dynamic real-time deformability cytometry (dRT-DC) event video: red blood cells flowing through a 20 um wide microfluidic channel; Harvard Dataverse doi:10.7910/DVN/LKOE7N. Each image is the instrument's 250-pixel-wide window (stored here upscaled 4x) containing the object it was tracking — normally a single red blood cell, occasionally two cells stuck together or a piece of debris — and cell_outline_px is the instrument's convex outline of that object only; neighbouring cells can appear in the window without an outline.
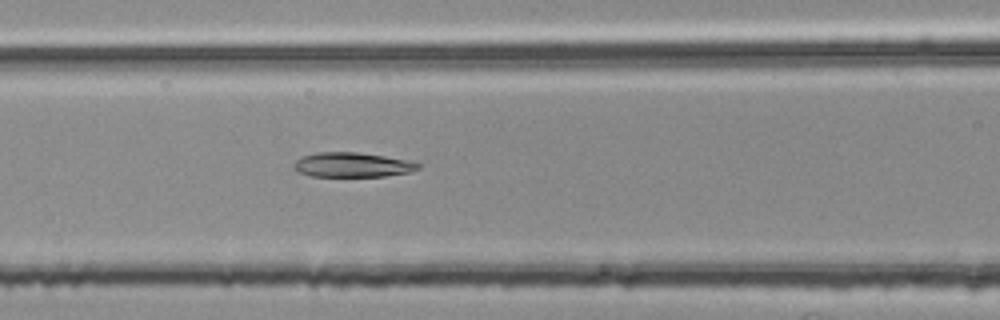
{"species": "common noctule bat (a hibernating species)", "species_latin": "Nyctalus noctula", "temperature_condition": "room temperature", "stored_images_in_passage": 54, "segment_of_instrument_passage": [2, 2], "camera_frame_rate_fps": 3000, "um_per_image_px": 0.085, "animal": {"sex": "female", "body_mass_g": 25.1}, "frame": {"image": 1, "passage_image": 23, "time_ms": 7.333, "image_size_px": [1000, 320], "cell_outline_px": [[420, 168], [412, 172], [384, 176], [312, 176], [300, 172], [292, 168], [292, 164], [300, 156], [316, 152], [356, 152], [384, 156], [404, 160], [420, 164]], "centroid_in_image_um": [29.89, 14.01], "position_along_channel_um": 136.7, "area_um2": 17.8}}
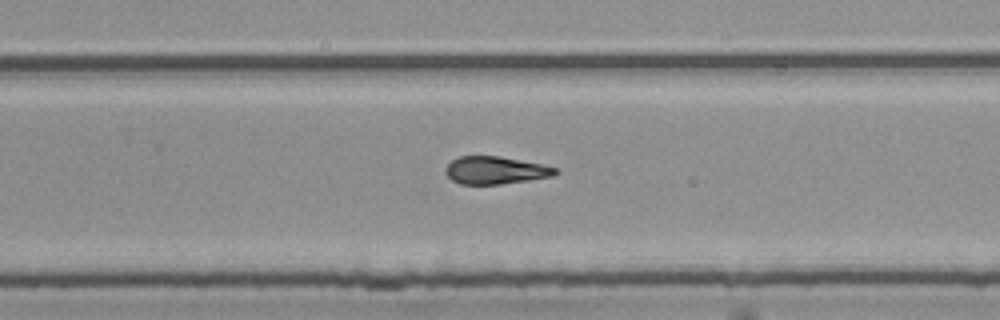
{"frame": {"image": 2, "passage_image": 35, "time_ms": 11.333, "image_size_px": [1000, 320], "cell_outline_px": [[560, 172], [552, 176], [528, 180], [500, 184], [460, 184], [452, 180], [448, 176], [444, 168], [452, 160], [460, 156], [500, 156], [540, 164], [556, 168]], "centroid_in_image_um": [42.09, 14.47], "position_along_channel_um": 287.7, "area_um2": 17.51}}
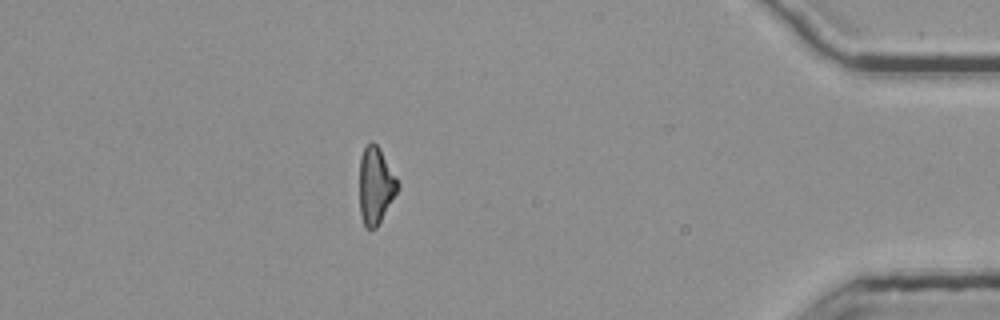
{"frame": {"image": 3, "passage_image": 48, "time_ms": 15.667, "image_size_px": [1000, 320], "cell_outline_px": [[400, 188], [376, 228], [368, 228], [364, 224], [360, 212], [360, 156], [368, 140], [372, 140], [376, 144], [396, 176], [400, 184]], "centroid_in_image_um": [31.94, 15.74], "position_along_channel_um": 403.3, "area_um2": 17.05}}